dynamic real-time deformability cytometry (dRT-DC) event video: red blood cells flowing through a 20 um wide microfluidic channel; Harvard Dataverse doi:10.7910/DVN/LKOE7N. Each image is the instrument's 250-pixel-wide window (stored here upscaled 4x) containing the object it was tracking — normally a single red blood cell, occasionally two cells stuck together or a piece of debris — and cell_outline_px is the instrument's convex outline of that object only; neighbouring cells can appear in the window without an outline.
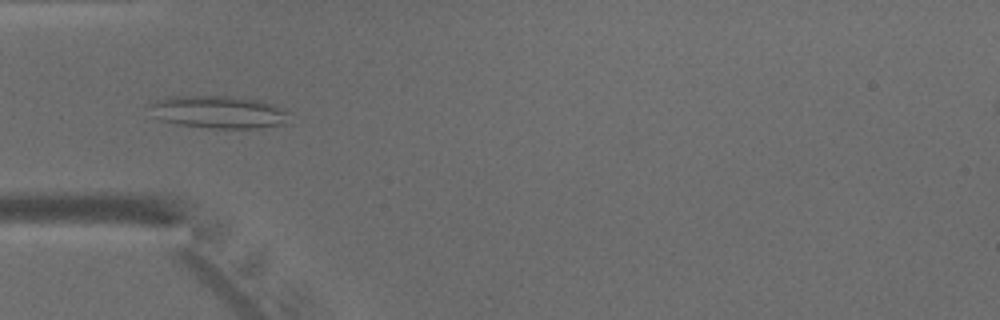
{"species": "common noctule bat (a hibernating species)", "species_latin": "Nyctalus noctula", "temperature_condition": "warm", "stored_images_in_passage": 36, "camera_frame_rate_fps": 3000, "um_per_image_px": 0.085, "animal": {"sex": "male", "body_mass_g": 15.6}, "frame": {"image": 1, "passage_image": 4, "time_ms": 1.0, "image_size_px": [1000, 320], "cell_outline_px": [[292, 124], [260, 128], [212, 128], [180, 124], [160, 120], [156, 116], [152, 104], [156, 100], [172, 96], [224, 96], [260, 100], [292, 112]], "centroid_in_image_um": [18.76, 9.54], "position_along_channel_um": 66.2, "area_um2": 26.53}}
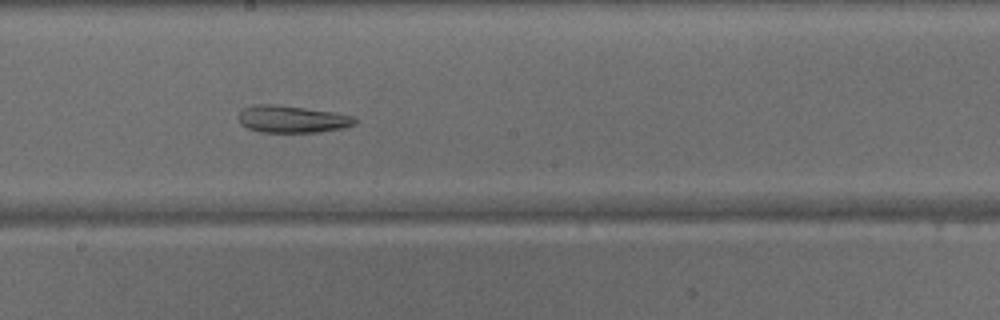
{"frame": {"image": 2, "passage_image": 15, "time_ms": 4.667, "image_size_px": [1000, 320], "cell_outline_px": [[356, 124], [344, 128], [316, 132], [260, 132], [248, 128], [240, 124], [236, 116], [244, 108], [256, 104], [276, 104], [332, 112], [352, 116], [356, 120]], "centroid_in_image_um": [24.78, 10.13], "position_along_channel_um": 223.4, "area_um2": 18.38}}
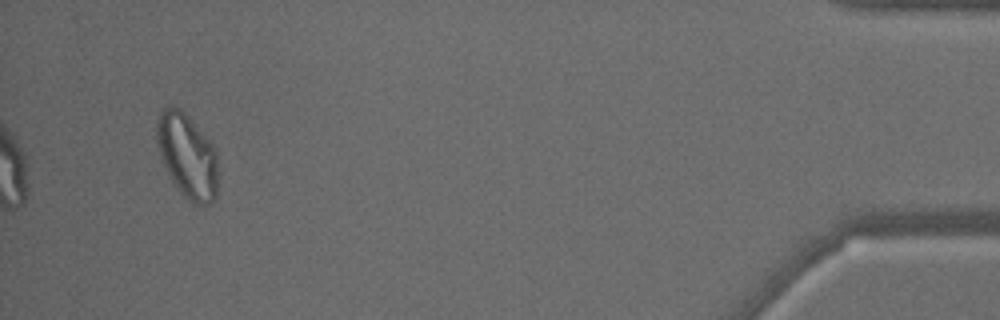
{"frame": {"image": 3, "passage_image": 34, "time_ms": 11.0, "image_size_px": [1000, 320], "cell_outline_px": [[216, 196], [212, 204], [204, 208], [188, 200], [176, 188], [164, 164], [160, 152], [156, 136], [156, 124], [160, 112], [168, 104], [176, 104], [188, 116], [216, 148]], "centroid_in_image_um": [15.92, 13.24], "position_along_channel_um": 419.3, "area_um2": 30.17}}